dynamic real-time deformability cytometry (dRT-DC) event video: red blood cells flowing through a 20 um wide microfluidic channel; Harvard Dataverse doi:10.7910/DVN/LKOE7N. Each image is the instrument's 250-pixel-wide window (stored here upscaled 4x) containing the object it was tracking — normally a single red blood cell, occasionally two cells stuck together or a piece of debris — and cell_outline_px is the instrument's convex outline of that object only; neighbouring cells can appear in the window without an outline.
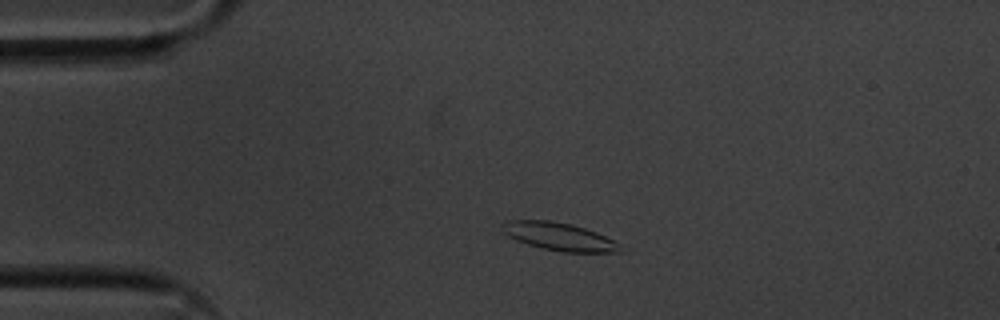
{"species": "common noctule bat (a hibernating species)", "species_latin": "Nyctalus noctula", "temperature_condition": "cold", "stored_images_in_passage": 53, "camera_frame_rate_fps": 3000, "um_per_image_px": 0.085, "animal": {"sex": "male", "body_mass_g": 20.1, "forearm_length_mm": 53.5}, "frame": {"image": 1, "passage_image": 9, "time_ms": 2.667, "image_size_px": [1000, 320], "cell_outline_px": [[620, 252], [560, 252], [540, 248], [516, 240], [508, 236], [504, 232], [500, 224], [504, 220], [548, 220], [572, 224], [596, 232], [616, 240], [620, 244]], "centroid_in_image_um": [47.51, 20.1], "position_along_channel_um": 37.5, "area_um2": 19.31}}
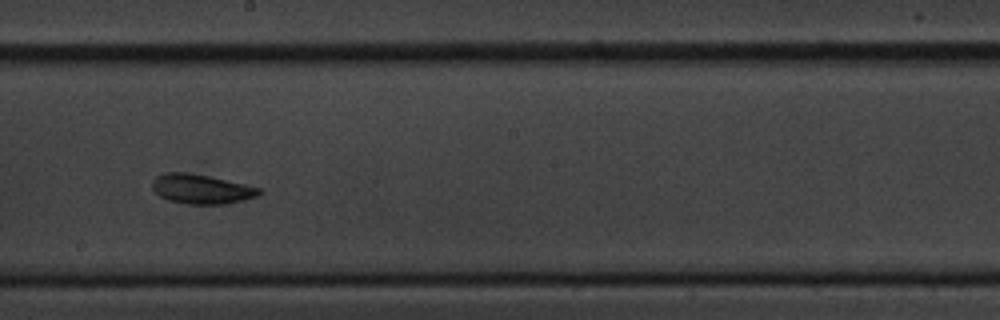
{"frame": {"image": 2, "passage_image": 28, "time_ms": 9.0, "image_size_px": [1000, 320], "cell_outline_px": [[264, 192], [256, 196], [244, 200], [224, 204], [188, 204], [168, 200], [160, 196], [152, 188], [152, 180], [156, 176], [164, 172], [184, 172], [208, 176], [244, 184], [260, 188]], "centroid_in_image_um": [17.1, 16.07], "position_along_channel_um": 231.1, "area_um2": 18.32}}
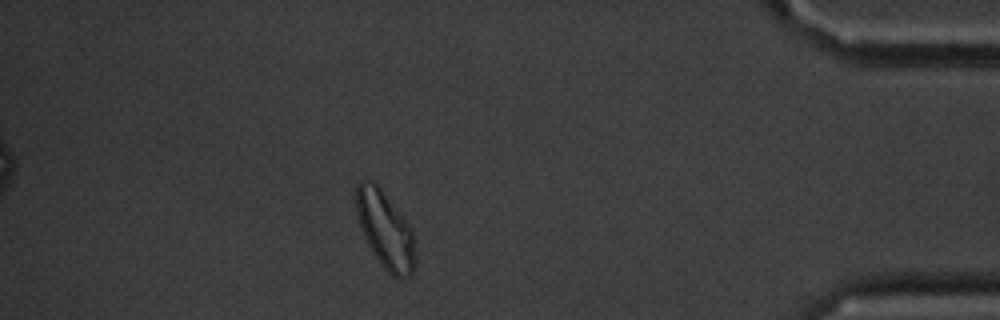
{"frame": {"image": 3, "passage_image": 46, "time_ms": 15.0, "image_size_px": [1000, 320], "cell_outline_px": [[416, 268], [408, 276], [392, 276], [384, 268], [368, 244], [364, 236], [356, 212], [356, 184], [360, 180], [372, 180], [380, 188], [412, 228], [416, 260]], "centroid_in_image_um": [32.75, 19.52], "position_along_channel_um": 402.4, "area_um2": 26.18}, "authors_computed_cell_mechanics": {"area_um2": 18.6116, "velocity_mm_per_s": 3.5656, "shape_relaxation_time_tau1_ms": null, "shape_relaxation_time_tau2_ms": 7.1368, "deformation_change_tau1": null, "deformation_change_tau2": 0.1336}}